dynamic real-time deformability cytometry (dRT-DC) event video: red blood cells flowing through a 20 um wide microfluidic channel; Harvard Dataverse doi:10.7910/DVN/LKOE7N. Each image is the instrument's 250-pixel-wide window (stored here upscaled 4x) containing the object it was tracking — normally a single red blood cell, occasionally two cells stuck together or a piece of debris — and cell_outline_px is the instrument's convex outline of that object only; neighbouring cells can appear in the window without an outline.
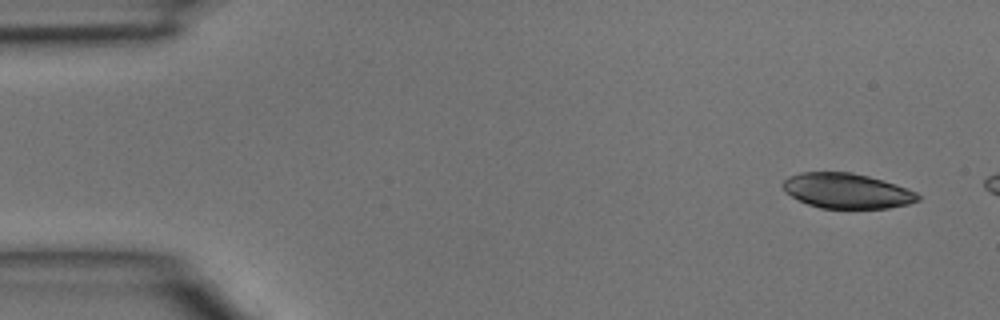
{"species": "common noctule bat (a hibernating species)", "species_latin": "Nyctalus noctula", "temperature_condition": "room temperature", "stored_images_in_passage": 3, "camera_frame_rate_fps": 3000, "um_per_image_px": 0.085, "animal": {"sex": "male", "body_mass_g": 15.6}, "frame": {"image": 1, "passage_image": 1, "time_ms": 0.0, "image_size_px": [1000, 320], "cell_outline_px": [[920, 200], [908, 204], [888, 208], [820, 208], [808, 204], [784, 192], [780, 184], [788, 176], [800, 172], [852, 172], [868, 176], [908, 188], [916, 192], [920, 196]], "centroid_in_image_um": [71.96, 16.21], "position_along_channel_um": 13.0, "area_um2": 27.69}}